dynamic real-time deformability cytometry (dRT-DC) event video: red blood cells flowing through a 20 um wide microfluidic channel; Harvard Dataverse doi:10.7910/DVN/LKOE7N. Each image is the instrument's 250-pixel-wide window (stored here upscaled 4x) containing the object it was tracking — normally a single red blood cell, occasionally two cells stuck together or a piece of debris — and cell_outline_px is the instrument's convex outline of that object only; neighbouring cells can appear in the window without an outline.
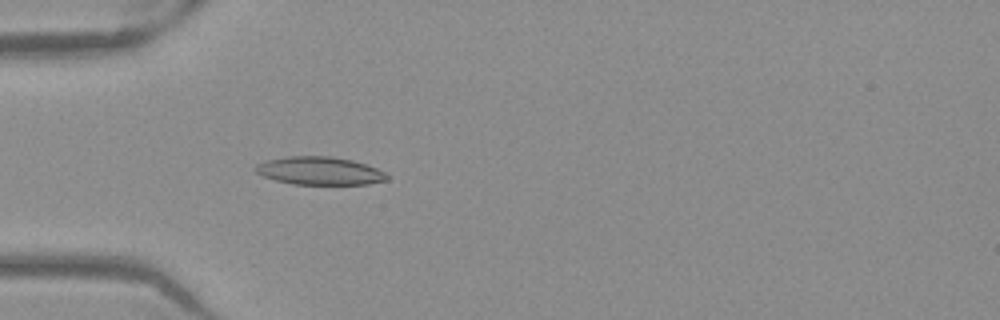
{"species": "Egyptian fruit bat (a non-hibernating species)", "species_latin": "Rousettus aegyptiacus", "temperature_condition": "warm", "stored_images_in_passage": 45, "camera_frame_rate_fps": 3000, "um_per_image_px": 0.085, "frame": {"image": 1, "passage_image": 9, "time_ms": 2.667, "image_size_px": [1000, 320], "cell_outline_px": [[388, 180], [368, 184], [292, 184], [276, 180], [264, 176], [256, 172], [252, 168], [256, 164], [268, 160], [288, 156], [332, 156], [352, 160], [376, 168], [384, 172], [388, 176]], "centroid_in_image_um": [27.15, 14.52], "position_along_channel_um": 57.8, "area_um2": 21.39}}
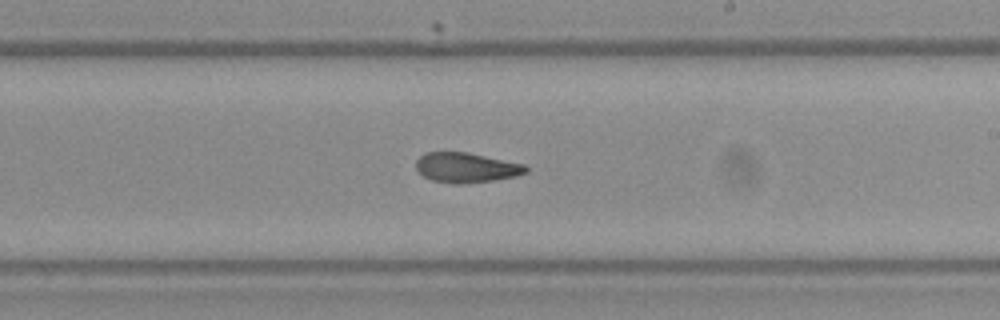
{"frame": {"image": 2, "passage_image": 24, "time_ms": 7.667, "image_size_px": [1000, 320], "cell_outline_px": [[528, 172], [516, 176], [492, 180], [460, 184], [456, 184], [432, 180], [424, 176], [416, 168], [416, 160], [424, 152], [468, 152], [524, 164], [528, 168]], "centroid_in_image_um": [39.63, 14.23], "position_along_channel_um": 249.4, "area_um2": 19.07}}
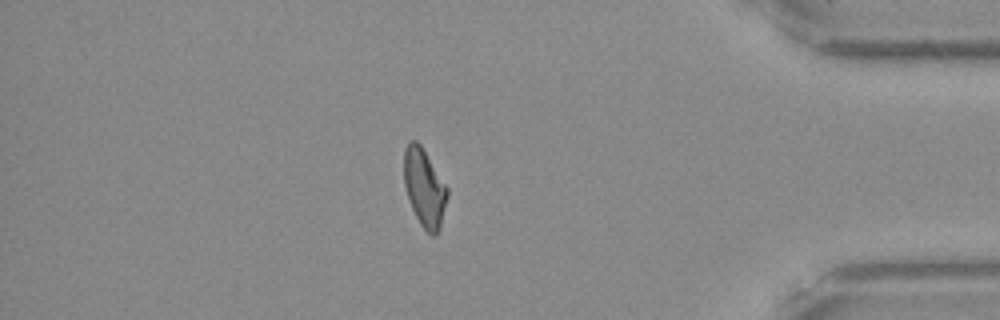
{"frame": {"image": 3, "passage_image": 38, "time_ms": 12.333, "image_size_px": [1000, 320], "cell_outline_px": [[448, 196], [440, 228], [436, 236], [432, 236], [420, 224], [412, 208], [404, 184], [404, 148], [412, 140], [416, 140], [420, 144], [448, 188]], "centroid_in_image_um": [36.08, 15.97], "position_along_channel_um": 399.1, "area_um2": 19.48}, "authors_computed_cell_mechanics": {"area_um2": 19.7676, "velocity_mm_per_s": 3.939, "shape_relaxation_time_tau1_ms": null, "shape_relaxation_time_tau2_ms": 2.9387, "deformation_change_tau1": null, "deformation_change_tau2": 0.0966}}